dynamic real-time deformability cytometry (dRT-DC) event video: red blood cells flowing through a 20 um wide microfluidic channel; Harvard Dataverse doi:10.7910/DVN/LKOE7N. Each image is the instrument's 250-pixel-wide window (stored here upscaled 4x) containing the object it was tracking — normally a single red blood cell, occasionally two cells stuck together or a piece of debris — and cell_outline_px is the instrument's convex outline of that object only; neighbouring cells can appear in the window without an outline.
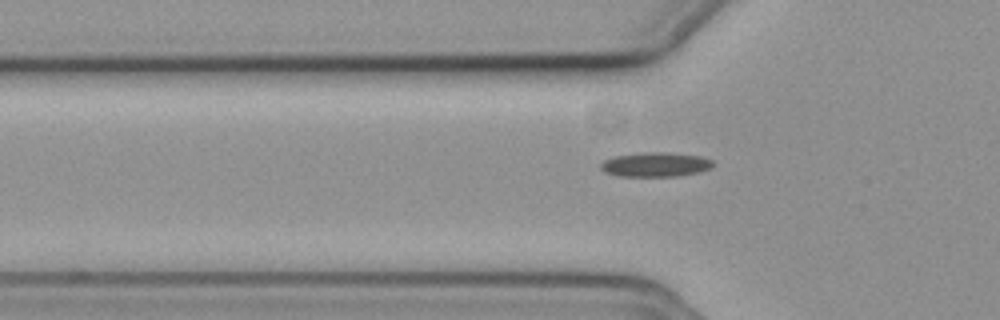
{"species": "common noctule bat (a hibernating species)", "species_latin": "Nyctalus noctula", "temperature_condition": "cold", "stored_images_in_passage": 38, "camera_frame_rate_fps": 3000, "um_per_image_px": 0.085, "animal": {"sex": "female", "body_mass_g": 19.3, "forearm_length_mm": 54.1}, "frame": {"image": 1, "passage_image": 5, "time_ms": 1.333, "image_size_px": [1000, 320], "cell_outline_px": [[712, 168], [696, 172], [676, 176], [620, 176], [604, 172], [600, 168], [600, 164], [604, 160], [616, 156], [644, 152], [668, 152], [700, 156], [712, 160]], "centroid_in_image_um": [55.69, 13.98], "position_along_channel_um": 70.1, "area_um2": 15.84}}
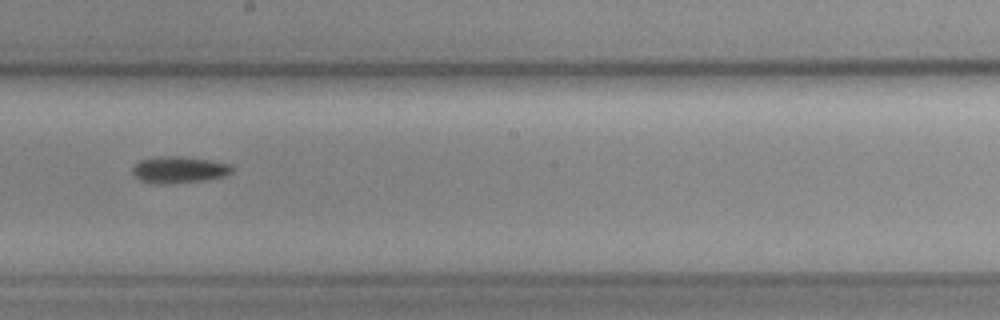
{"frame": {"image": 2, "passage_image": 18, "time_ms": 5.667, "image_size_px": [1000, 320], "cell_outline_px": [[232, 172], [224, 176], [204, 180], [168, 184], [152, 184], [140, 180], [132, 172], [132, 168], [140, 160], [160, 156], [180, 156], [208, 160], [232, 164]], "centroid_in_image_um": [15.2, 14.43], "position_along_channel_um": 233.0, "area_um2": 15.43}}
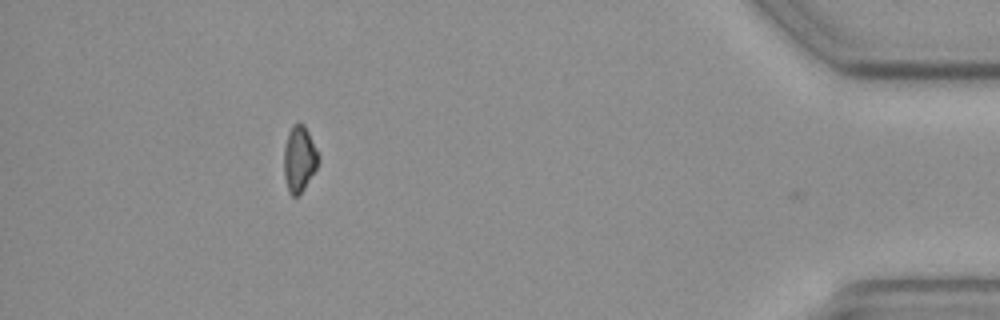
{"frame": {"image": 3, "passage_image": 37, "time_ms": 12.0, "image_size_px": [1000, 320], "cell_outline_px": [[320, 156], [316, 168], [300, 196], [292, 196], [288, 192], [284, 176], [284, 148], [288, 132], [292, 124], [304, 124]], "centroid_in_image_um": [25.43, 13.53], "position_along_channel_um": 409.8, "area_um2": 13.29}, "authors_computed_cell_mechanics": {"area_um2": 14.2188, "velocity_mm_per_s": 3.7665, "shape_relaxation_time_tau1_ms": 1.7051, "shape_relaxation_time_tau2_ms": null, "deformation_change_tau1": 0.0802, "deformation_change_tau2": null}}